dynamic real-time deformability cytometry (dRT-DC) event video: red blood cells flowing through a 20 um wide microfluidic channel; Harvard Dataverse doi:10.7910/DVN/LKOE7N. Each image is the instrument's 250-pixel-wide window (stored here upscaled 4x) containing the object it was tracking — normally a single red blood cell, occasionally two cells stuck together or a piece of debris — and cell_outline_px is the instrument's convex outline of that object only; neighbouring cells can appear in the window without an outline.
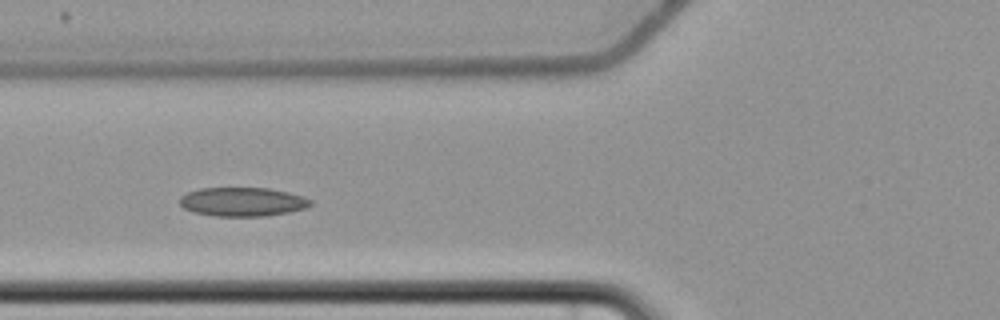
{"species": "common noctule bat (a hibernating species)", "species_latin": "Nyctalus noctula", "temperature_condition": "cold", "stored_images_in_passage": 8, "camera_frame_rate_fps": 3000, "um_per_image_px": 0.085, "animal": {"sex": "female", "body_mass_g": 22.7, "forearm_length_mm": 54.2}, "frame": {"image": 1, "passage_image": 5, "time_ms": 5.0, "image_size_px": [1000, 320], "cell_outline_px": [[312, 204], [304, 208], [288, 212], [264, 216], [212, 216], [192, 212], [184, 208], [180, 204], [180, 196], [188, 192], [200, 188], [268, 188], [288, 192], [304, 196], [312, 200]], "centroid_in_image_um": [20.6, 17.15], "position_along_channel_um": 105.2, "area_um2": 22.08}}
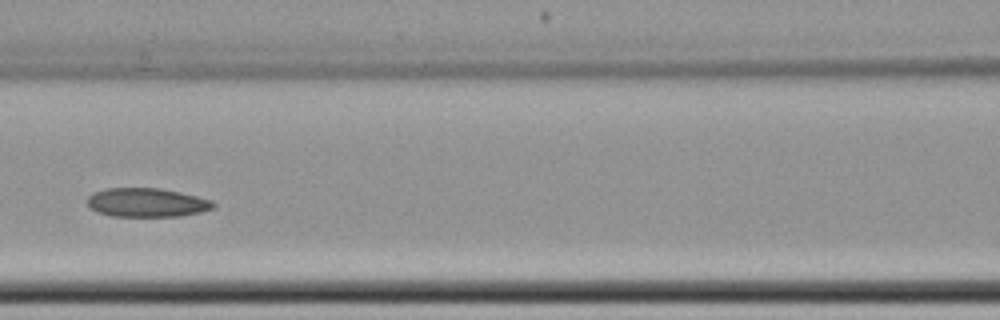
{"frame": {"image": 2, "passage_image": 6, "time_ms": 6.333, "image_size_px": [1000, 320], "cell_outline_px": [[216, 204], [212, 208], [200, 212], [180, 216], [112, 216], [96, 212], [88, 204], [88, 196], [92, 192], [104, 188], [160, 188], [180, 192], [212, 200]], "centroid_in_image_um": [12.46, 17.21], "position_along_channel_um": 154.1, "area_um2": 21.21}}
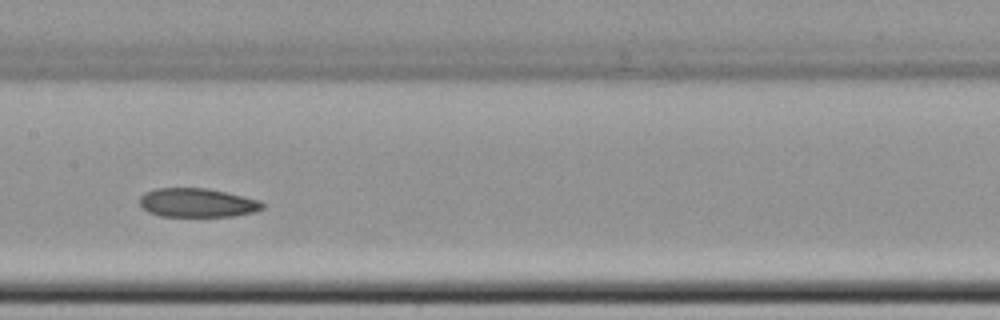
{"frame": {"image": 3, "passage_image": 7, "time_ms": 7.333, "image_size_px": [1000, 320], "cell_outline_px": [[264, 208], [256, 212], [232, 216], [160, 216], [148, 212], [140, 204], [140, 196], [144, 192], [156, 188], [208, 188], [244, 196], [260, 200], [264, 204]], "centroid_in_image_um": [16.78, 17.23], "position_along_channel_um": 190.6, "area_um2": 20.81}}